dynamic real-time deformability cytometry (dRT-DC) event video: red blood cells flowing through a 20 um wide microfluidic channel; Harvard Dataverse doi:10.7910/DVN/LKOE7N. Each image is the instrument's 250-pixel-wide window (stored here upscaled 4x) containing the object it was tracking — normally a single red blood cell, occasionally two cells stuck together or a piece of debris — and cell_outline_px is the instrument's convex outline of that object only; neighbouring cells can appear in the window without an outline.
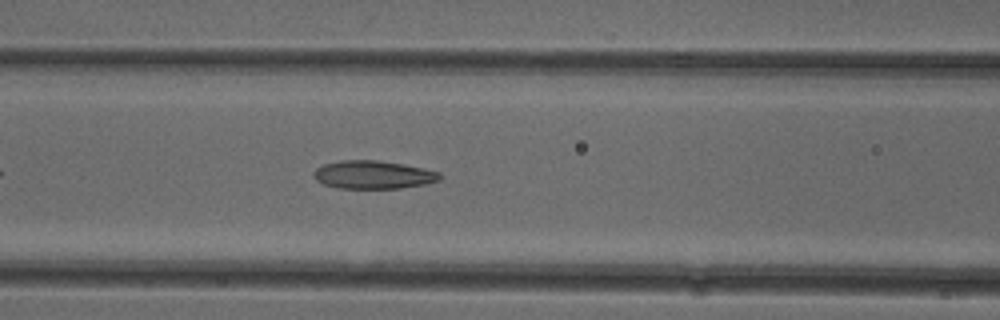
{"species": "common noctule bat (a hibernating species)", "species_latin": "Nyctalus noctula", "temperature_condition": "cold", "stored_images_in_passage": 40, "camera_frame_rate_fps": 3000, "um_per_image_px": 0.085, "animal": {"sex": "female"}, "frame": {"image": 1, "passage_image": 10, "time_ms": 3.0, "image_size_px": [1000, 320], "cell_outline_px": [[440, 180], [424, 184], [400, 188], [336, 188], [324, 184], [316, 180], [312, 176], [312, 172], [316, 168], [324, 164], [340, 160], [376, 160], [404, 164], [440, 172]], "centroid_in_image_um": [31.68, 14.85], "position_along_channel_um": 134.9, "area_um2": 20.69}}
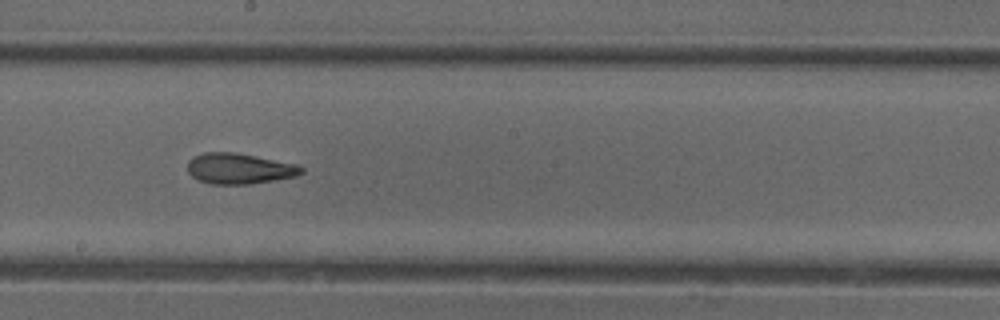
{"frame": {"image": 2, "passage_image": 17, "time_ms": 5.333, "image_size_px": [1000, 320], "cell_outline_px": [[304, 172], [296, 176], [248, 184], [212, 184], [200, 180], [192, 176], [188, 172], [188, 160], [192, 156], [204, 152], [236, 152], [296, 164], [304, 168]], "centroid_in_image_um": [20.32, 14.31], "position_along_channel_um": 227.9, "area_um2": 20.29}}
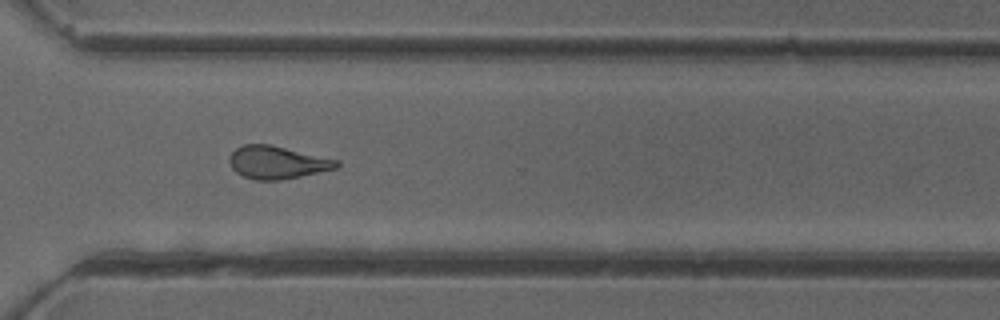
{"frame": {"image": 3, "passage_image": 26, "time_ms": 8.333, "image_size_px": [1000, 320], "cell_outline_px": [[340, 164], [336, 168], [300, 176], [280, 180], [256, 180], [244, 176], [236, 172], [232, 168], [228, 160], [228, 156], [236, 148], [244, 144], [272, 144], [340, 160]], "centroid_in_image_um": [23.55, 13.79], "position_along_channel_um": 347.0, "area_um2": 20.58}, "authors_computed_cell_mechanics": {"area_um2": 20.5768, "velocity_mm_per_s": 3.9934, "shape_relaxation_time_tau1_ms": null, "shape_relaxation_time_tau2_ms": 2.7067, "deformation_change_tau1": null, "deformation_change_tau2": 0.1027}}